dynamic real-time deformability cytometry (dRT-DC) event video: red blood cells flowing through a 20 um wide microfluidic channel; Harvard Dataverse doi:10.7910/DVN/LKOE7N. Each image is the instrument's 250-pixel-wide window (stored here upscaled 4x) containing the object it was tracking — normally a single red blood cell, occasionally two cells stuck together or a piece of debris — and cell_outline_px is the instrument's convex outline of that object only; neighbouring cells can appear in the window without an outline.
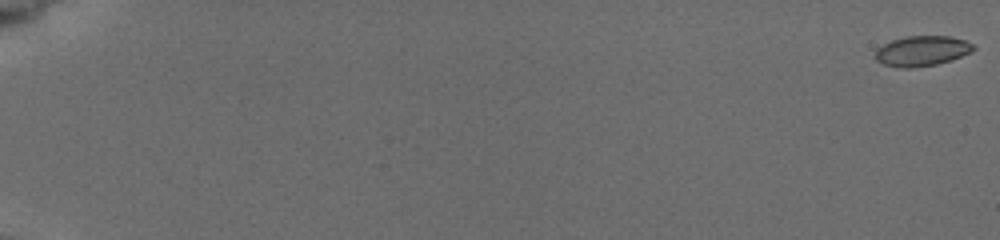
{"species": "common noctule bat (a hibernating species)", "species_latin": "Nyctalus noctula", "temperature_condition": "cold", "stored_images_in_passage": 56, "camera_frame_rate_fps": 3000, "um_per_image_px": 0.085, "animal": {"sex": "female", "body_mass_g": 19.5, "forearm_length_mm": 54.1}, "frame": {"image": 1, "passage_image": 1, "time_ms": 0.0, "image_size_px": [1000, 240], "cell_outline_px": [[976, 48], [960, 56], [936, 64], [908, 68], [900, 68], [884, 64], [876, 60], [876, 48], [892, 40], [904, 36], [948, 36], [964, 40], [972, 44]], "centroid_in_image_um": [78.31, 4.32], "position_along_channel_um": 6.7, "area_um2": 16.94}}
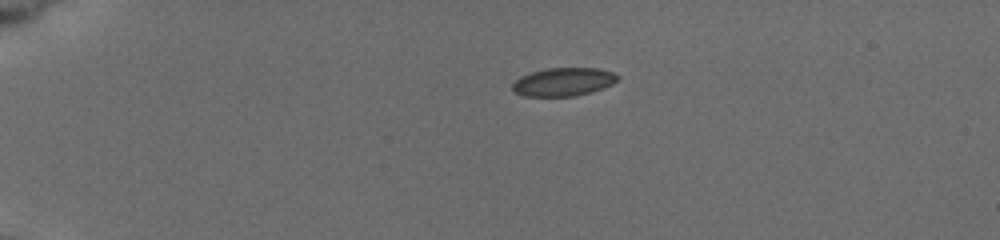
{"frame": {"image": 2, "passage_image": 27, "time_ms": 4.667, "image_size_px": [1000, 240], "cell_outline_px": [[620, 76], [612, 84], [588, 92], [572, 96], [524, 96], [516, 92], [512, 88], [512, 84], [520, 76], [532, 72], [548, 68], [596, 68], [612, 72]], "centroid_in_image_um": [47.86, 6.95], "position_along_channel_um": 37.1, "area_um2": 16.99}}
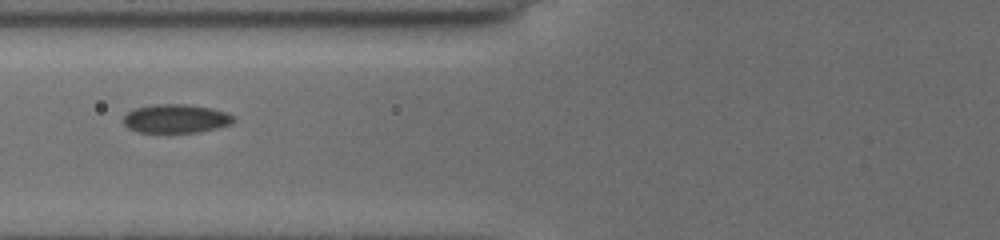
{"frame": {"image": 3, "passage_image": 55, "time_ms": 8.333, "image_size_px": [1000, 240], "cell_outline_px": [[232, 124], [216, 128], [196, 132], [168, 136], [164, 136], [136, 132], [128, 128], [124, 124], [124, 116], [132, 108], [156, 104], [188, 104], [208, 108], [224, 112], [232, 116]], "centroid_in_image_um": [14.84, 10.14], "position_along_channel_um": 111.0, "area_um2": 19.13}}